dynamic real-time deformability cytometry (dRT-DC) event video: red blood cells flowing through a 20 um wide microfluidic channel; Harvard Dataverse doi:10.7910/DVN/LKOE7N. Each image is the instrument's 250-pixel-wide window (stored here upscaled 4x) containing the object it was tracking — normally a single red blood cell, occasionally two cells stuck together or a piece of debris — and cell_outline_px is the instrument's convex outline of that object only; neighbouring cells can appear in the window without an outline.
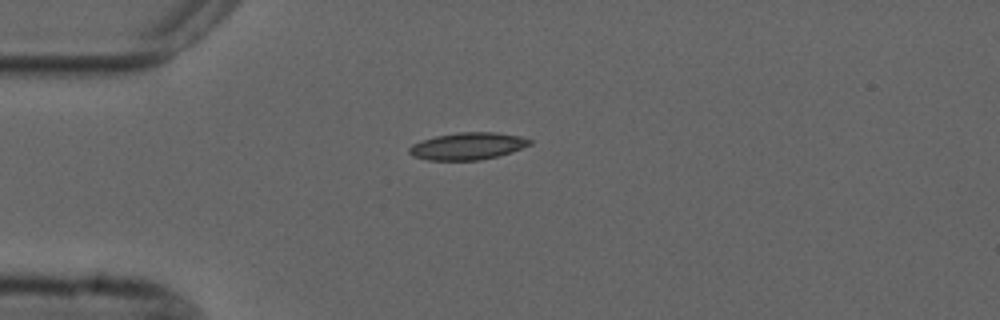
{"species": "common noctule bat (a hibernating species)", "species_latin": "Nyctalus noctula", "temperature_condition": "cold", "stored_images_in_passage": 2, "camera_frame_rate_fps": 3000, "um_per_image_px": 0.085, "animal": {"sex": "male", "forearm_length_mm": 52.5}, "frame": {"image": 1, "passage_image": 1, "time_ms": 0.0, "image_size_px": [1000, 320], "cell_outline_px": [[532, 144], [512, 152], [480, 160], [428, 160], [412, 156], [408, 152], [408, 148], [412, 144], [436, 136], [456, 132], [496, 132], [520, 136], [532, 140]], "centroid_in_image_um": [39.76, 12.42], "position_along_channel_um": 45.2, "area_um2": 19.07}}
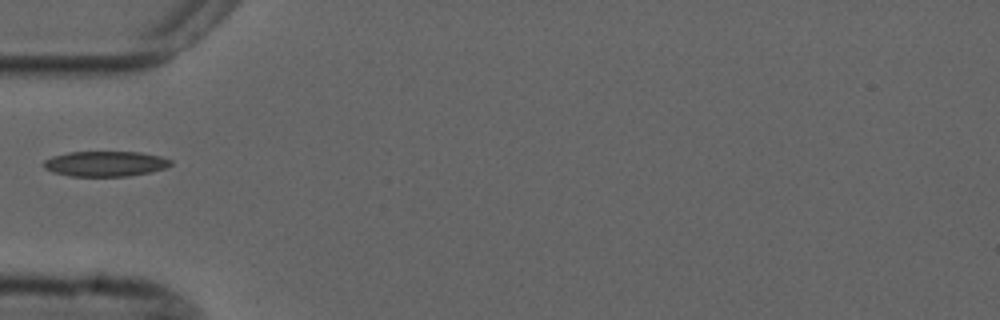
{"frame": {"image": 2, "passage_image": 2, "time_ms": 1.333, "image_size_px": [1000, 320], "cell_outline_px": [[172, 164], [164, 168], [148, 172], [128, 176], [72, 176], [52, 172], [44, 168], [44, 160], [52, 156], [68, 152], [140, 152], [160, 156], [172, 160]], "centroid_in_image_um": [8.93, 13.91], "position_along_channel_um": 76.1, "area_um2": 18.61}}